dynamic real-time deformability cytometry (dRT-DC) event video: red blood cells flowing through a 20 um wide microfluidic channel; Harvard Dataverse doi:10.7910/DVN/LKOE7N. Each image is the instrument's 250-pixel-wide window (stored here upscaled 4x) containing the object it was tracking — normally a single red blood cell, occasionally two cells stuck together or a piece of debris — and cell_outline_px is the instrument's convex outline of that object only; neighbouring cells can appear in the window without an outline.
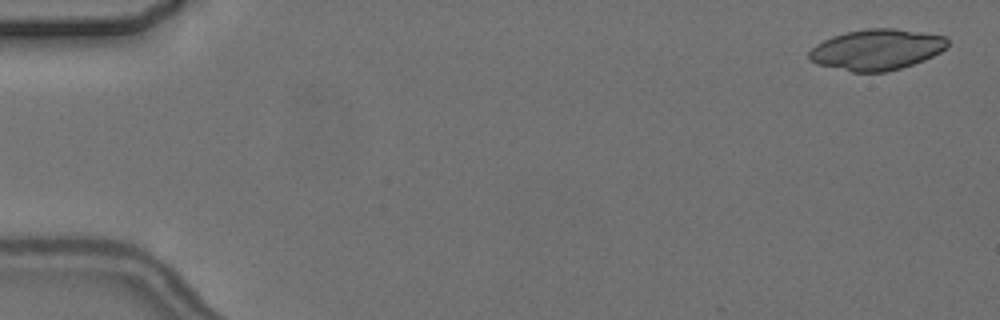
{"species": "common noctule bat (a hibernating species)", "species_latin": "Nyctalus noctula", "temperature_condition": "cold", "stored_images_in_passage": 5, "camera_frame_rate_fps": 3000, "um_per_image_px": 0.085, "animal": {"sex": "female", "body_mass_g": 24.6, "forearm_length_mm": 56.2}, "frame": {"image": 1, "passage_image": 1, "time_ms": 0.0, "image_size_px": [1000, 320], "cell_outline_px": [[948, 48], [924, 60], [900, 68], [884, 72], [852, 72], [816, 64], [808, 60], [808, 52], [816, 44], [832, 36], [848, 32], [868, 28], [896, 28], [944, 36], [948, 40]], "centroid_in_image_um": [74.5, 4.22], "position_along_channel_um": 10.5, "area_um2": 32.95}}